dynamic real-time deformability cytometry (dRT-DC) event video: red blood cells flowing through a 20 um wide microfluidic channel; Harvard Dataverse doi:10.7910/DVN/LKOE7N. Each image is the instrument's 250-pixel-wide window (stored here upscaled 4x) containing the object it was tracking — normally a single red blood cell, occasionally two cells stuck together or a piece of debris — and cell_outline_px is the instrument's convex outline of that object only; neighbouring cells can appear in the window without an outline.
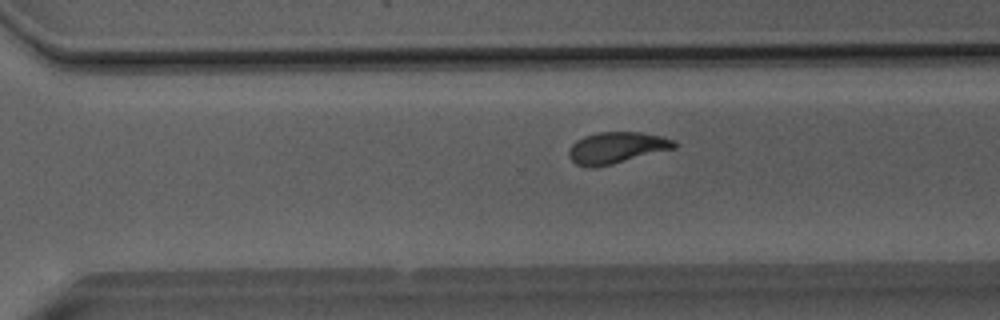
{"species": "Egyptian fruit bat (a non-hibernating species)", "species_latin": "Rousettus aegyptiacus", "temperature_condition": "room temperature", "stored_images_in_passage": 42, "camera_frame_rate_fps": 3000, "um_per_image_px": 0.085, "animal": {"sex": "male"}, "frame": {"image": 1, "passage_image": 29, "time_ms": 9.333, "image_size_px": [1000, 320], "cell_outline_px": [[676, 148], [612, 164], [592, 168], [588, 168], [576, 164], [568, 156], [568, 152], [572, 144], [576, 140], [584, 136], [600, 132], [640, 132], [660, 136], [676, 140]], "centroid_in_image_um": [52.4, 12.56], "position_along_channel_um": 318.2, "area_um2": 19.31}}
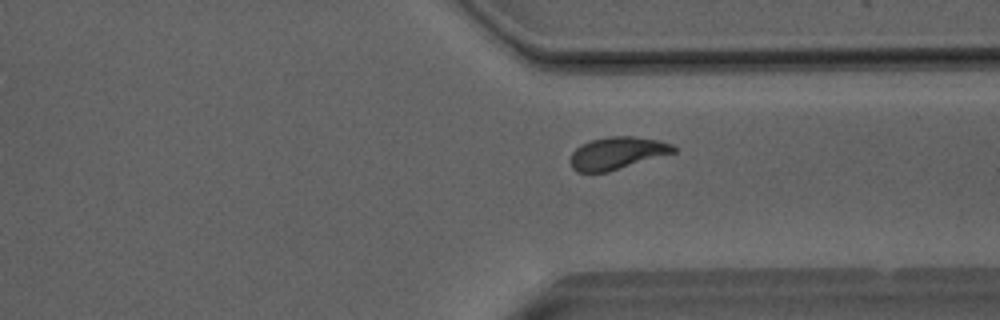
{"frame": {"image": 2, "passage_image": 32, "time_ms": 10.333, "image_size_px": [1000, 320], "cell_outline_px": [[676, 152], [608, 172], [576, 172], [572, 168], [568, 160], [572, 152], [580, 144], [592, 140], [608, 136], [632, 136], [656, 140], [672, 144], [676, 148]], "centroid_in_image_um": [52.41, 13.02], "position_along_channel_um": 359.0, "area_um2": 19.54}}
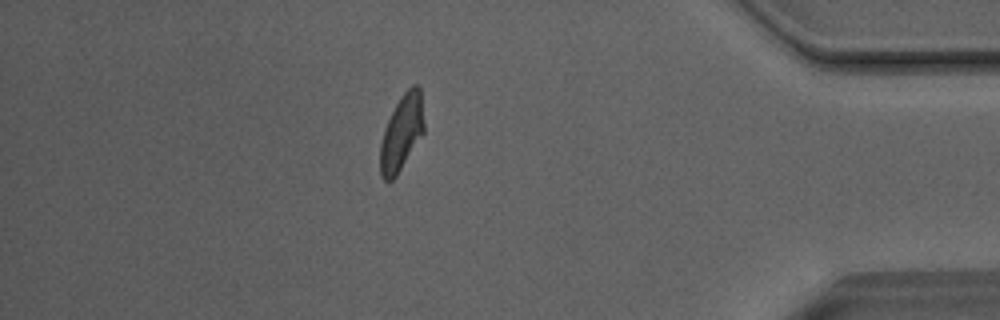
{"frame": {"image": 3, "passage_image": 38, "time_ms": 12.333, "image_size_px": [1000, 320], "cell_outline_px": [[424, 132], [396, 176], [392, 180], [384, 180], [380, 176], [380, 144], [388, 120], [400, 96], [412, 84], [416, 84], [420, 88], [424, 124]], "centroid_in_image_um": [34.14, 11.28], "position_along_channel_um": 401.1, "area_um2": 19.07}, "authors_computed_cell_mechanics": {"area_um2": 19.652, "velocity_mm_per_s": 4.0303, "shape_relaxation_time_tau1_ms": 4.8195, "shape_relaxation_time_tau2_ms": 2.3133, "deformation_change_tau1": 0.1721, "deformation_change_tau2": 0.0598}}